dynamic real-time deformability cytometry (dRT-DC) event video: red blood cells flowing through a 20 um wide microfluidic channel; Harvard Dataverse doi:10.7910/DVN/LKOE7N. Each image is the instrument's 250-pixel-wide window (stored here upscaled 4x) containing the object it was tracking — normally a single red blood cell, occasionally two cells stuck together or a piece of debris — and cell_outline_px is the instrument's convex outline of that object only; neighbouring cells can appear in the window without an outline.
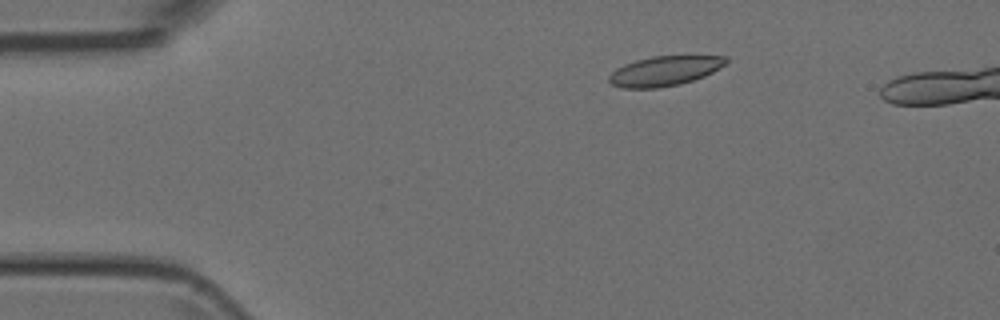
{"species": "Egyptian fruit bat (a non-hibernating species)", "species_latin": "Rousettus aegyptiacus", "temperature_condition": "room temperature", "stored_images_in_passage": 13, "camera_frame_rate_fps": 3000, "um_per_image_px": 0.085, "animal": {"sex": "female"}, "frame": {"image": 1, "passage_image": 8, "time_ms": 2.333, "image_size_px": [1000, 320], "cell_outline_px": [[728, 60], [724, 64], [712, 72], [704, 76], [680, 84], [656, 88], [620, 88], [612, 84], [608, 80], [608, 76], [616, 68], [624, 64], [636, 60], [652, 56], [728, 56]], "centroid_in_image_um": [56.45, 6.03], "position_along_channel_um": 28.6, "area_um2": 20.17}}